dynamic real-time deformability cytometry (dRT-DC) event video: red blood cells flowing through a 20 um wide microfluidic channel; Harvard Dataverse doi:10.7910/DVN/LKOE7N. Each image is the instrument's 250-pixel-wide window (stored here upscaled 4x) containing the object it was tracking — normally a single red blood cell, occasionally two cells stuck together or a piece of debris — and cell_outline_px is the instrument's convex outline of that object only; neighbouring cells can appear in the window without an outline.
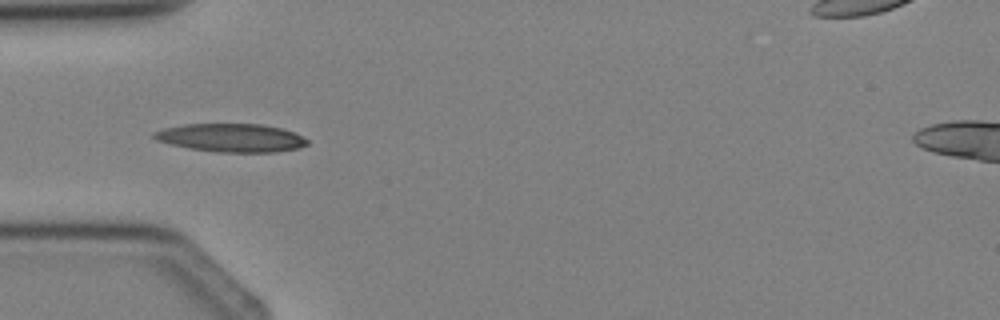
{"species": "Egyptian fruit bat (a non-hibernating species)", "species_latin": "Rousettus aegyptiacus", "temperature_condition": "cold", "stored_images_in_passage": 3, "camera_frame_rate_fps": 3000, "um_per_image_px": 0.085, "animal": {"sex": "female"}, "frame": {"image": 1, "passage_image": 2, "time_ms": 2.0, "image_size_px": [1000, 320], "cell_outline_px": [[308, 144], [296, 148], [276, 152], [216, 152], [188, 148], [156, 140], [152, 136], [152, 132], [164, 128], [184, 124], [260, 124], [280, 128], [292, 132], [308, 140]], "centroid_in_image_um": [19.6, 11.71], "position_along_channel_um": 65.4, "area_um2": 25.09}}
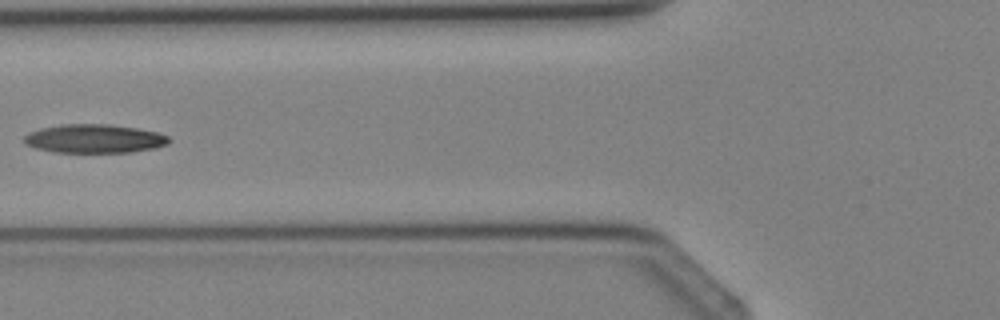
{"frame": {"image": 2, "passage_image": 3, "time_ms": 3.0, "image_size_px": [1000, 320], "cell_outline_px": [[172, 140], [168, 144], [156, 148], [132, 152], [56, 152], [36, 148], [24, 144], [24, 136], [28, 132], [40, 128], [60, 124], [108, 124], [136, 128], [160, 132], [168, 136]], "centroid_in_image_um": [8.04, 11.78], "position_along_channel_um": 117.8, "area_um2": 24.45}}